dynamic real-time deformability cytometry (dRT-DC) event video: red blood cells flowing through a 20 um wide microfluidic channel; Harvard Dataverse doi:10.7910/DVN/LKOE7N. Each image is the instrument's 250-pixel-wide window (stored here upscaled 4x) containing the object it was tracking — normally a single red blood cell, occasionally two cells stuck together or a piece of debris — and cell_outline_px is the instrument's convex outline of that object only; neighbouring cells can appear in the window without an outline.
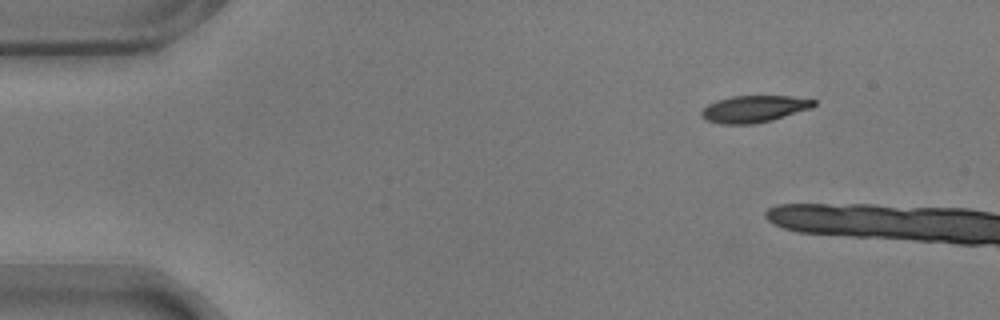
{"species": "common noctule bat (a hibernating species)", "species_latin": "Nyctalus noctula", "temperature_condition": "warm", "stored_images_in_passage": 4, "camera_frame_rate_fps": 3000, "um_per_image_px": 0.085, "animal": {"sex": "male", "body_mass_g": 17.9}, "frame": {"image": 1, "passage_image": 1, "time_ms": 0.0, "image_size_px": [1000, 320], "cell_outline_px": [[816, 104], [812, 108], [772, 120], [752, 124], [720, 124], [708, 120], [700, 112], [708, 104], [716, 100], [732, 96], [792, 96], [816, 100]], "centroid_in_image_um": [64.12, 9.25], "position_along_channel_um": 20.9, "area_um2": 17.51}}